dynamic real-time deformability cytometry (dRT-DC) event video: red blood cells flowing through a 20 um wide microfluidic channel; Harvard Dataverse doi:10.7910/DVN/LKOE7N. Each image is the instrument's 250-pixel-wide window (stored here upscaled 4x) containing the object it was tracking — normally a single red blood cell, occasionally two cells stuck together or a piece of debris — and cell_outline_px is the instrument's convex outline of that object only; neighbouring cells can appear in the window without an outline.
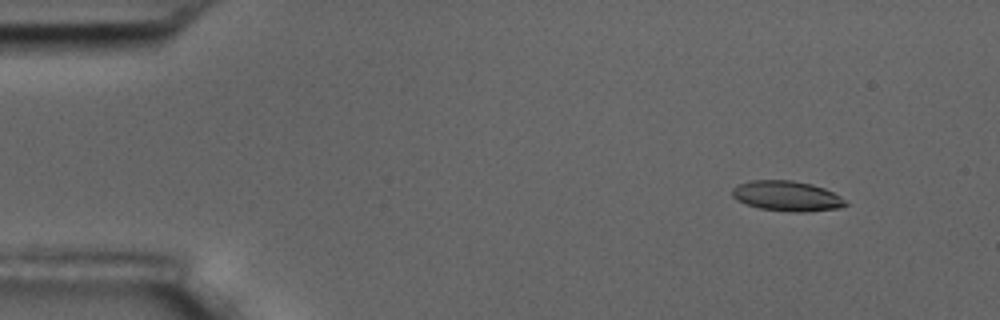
{"species": "common noctule bat (a hibernating species)", "species_latin": "Nyctalus noctula", "temperature_condition": "room temperature", "stored_images_in_passage": 6, "camera_frame_rate_fps": 3000, "um_per_image_px": 0.085, "animal": {"sex": "male", "body_mass_g": 17.5, "forearm_length_mm": 52.3}, "frame": {"image": 1, "passage_image": 2, "time_ms": 1.333, "image_size_px": [1000, 320], "cell_outline_px": [[848, 204], [840, 208], [804, 212], [792, 212], [760, 208], [736, 200], [732, 196], [732, 188], [740, 184], [752, 180], [792, 180], [812, 184], [824, 188], [840, 196]], "centroid_in_image_um": [66.89, 16.66], "position_along_channel_um": 18.1, "area_um2": 19.83}}